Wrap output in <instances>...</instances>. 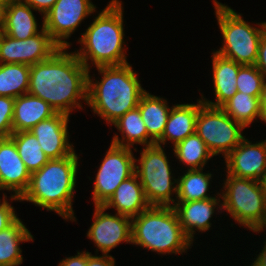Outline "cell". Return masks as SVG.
Masks as SVG:
<instances>
[{"label":"cell","instance_id":"8992f818","mask_svg":"<svg viewBox=\"0 0 266 266\" xmlns=\"http://www.w3.org/2000/svg\"><path fill=\"white\" fill-rule=\"evenodd\" d=\"M214 6L224 42L216 53L241 65H255L266 22L258 23L260 28L253 27L227 5L214 0Z\"/></svg>","mask_w":266,"mask_h":266},{"label":"cell","instance_id":"52a82bcc","mask_svg":"<svg viewBox=\"0 0 266 266\" xmlns=\"http://www.w3.org/2000/svg\"><path fill=\"white\" fill-rule=\"evenodd\" d=\"M222 193L223 203L218 205L242 226L255 231L266 216V199L260 181L227 175ZM225 192V193H224Z\"/></svg>","mask_w":266,"mask_h":266},{"label":"cell","instance_id":"d590c367","mask_svg":"<svg viewBox=\"0 0 266 266\" xmlns=\"http://www.w3.org/2000/svg\"><path fill=\"white\" fill-rule=\"evenodd\" d=\"M23 3L28 4L33 10H38L41 14H46L55 4L57 0H21Z\"/></svg>","mask_w":266,"mask_h":266},{"label":"cell","instance_id":"d6a6232c","mask_svg":"<svg viewBox=\"0 0 266 266\" xmlns=\"http://www.w3.org/2000/svg\"><path fill=\"white\" fill-rule=\"evenodd\" d=\"M3 201L0 202V231L12 225L17 219L14 208L6 201L5 194Z\"/></svg>","mask_w":266,"mask_h":266},{"label":"cell","instance_id":"ba28073f","mask_svg":"<svg viewBox=\"0 0 266 266\" xmlns=\"http://www.w3.org/2000/svg\"><path fill=\"white\" fill-rule=\"evenodd\" d=\"M141 158L135 161V173L144 189L145 197L151 206H173L172 192L177 195L176 179L172 182L171 169L161 145L145 146ZM172 202V205H171Z\"/></svg>","mask_w":266,"mask_h":266},{"label":"cell","instance_id":"5b68a950","mask_svg":"<svg viewBox=\"0 0 266 266\" xmlns=\"http://www.w3.org/2000/svg\"><path fill=\"white\" fill-rule=\"evenodd\" d=\"M131 233L133 244L161 254H182L192 244L173 206H150L131 218Z\"/></svg>","mask_w":266,"mask_h":266},{"label":"cell","instance_id":"ffe728a7","mask_svg":"<svg viewBox=\"0 0 266 266\" xmlns=\"http://www.w3.org/2000/svg\"><path fill=\"white\" fill-rule=\"evenodd\" d=\"M212 65L216 102H211L205 98L202 101L211 107H221L237 92L236 79L242 65L216 52L212 56Z\"/></svg>","mask_w":266,"mask_h":266},{"label":"cell","instance_id":"f546056e","mask_svg":"<svg viewBox=\"0 0 266 266\" xmlns=\"http://www.w3.org/2000/svg\"><path fill=\"white\" fill-rule=\"evenodd\" d=\"M173 150L179 161L187 164L190 170L203 169L207 161L213 157L205 142L196 132L176 144Z\"/></svg>","mask_w":266,"mask_h":266},{"label":"cell","instance_id":"b9f144b4","mask_svg":"<svg viewBox=\"0 0 266 266\" xmlns=\"http://www.w3.org/2000/svg\"><path fill=\"white\" fill-rule=\"evenodd\" d=\"M263 228H266V216L264 217L263 222L257 227V229L254 232H260L261 230H265Z\"/></svg>","mask_w":266,"mask_h":266},{"label":"cell","instance_id":"484cf974","mask_svg":"<svg viewBox=\"0 0 266 266\" xmlns=\"http://www.w3.org/2000/svg\"><path fill=\"white\" fill-rule=\"evenodd\" d=\"M30 66L0 63V96L17 98L28 93Z\"/></svg>","mask_w":266,"mask_h":266},{"label":"cell","instance_id":"f1b7e54d","mask_svg":"<svg viewBox=\"0 0 266 266\" xmlns=\"http://www.w3.org/2000/svg\"><path fill=\"white\" fill-rule=\"evenodd\" d=\"M10 138L30 173L40 170L50 160L30 131L13 132Z\"/></svg>","mask_w":266,"mask_h":266},{"label":"cell","instance_id":"2e32d148","mask_svg":"<svg viewBox=\"0 0 266 266\" xmlns=\"http://www.w3.org/2000/svg\"><path fill=\"white\" fill-rule=\"evenodd\" d=\"M68 121V115L56 113L29 130L50 159L67 157L74 152L73 145H70L68 141Z\"/></svg>","mask_w":266,"mask_h":266},{"label":"cell","instance_id":"ee69618b","mask_svg":"<svg viewBox=\"0 0 266 266\" xmlns=\"http://www.w3.org/2000/svg\"><path fill=\"white\" fill-rule=\"evenodd\" d=\"M3 25H4V23H0V38L3 34Z\"/></svg>","mask_w":266,"mask_h":266},{"label":"cell","instance_id":"e575fe53","mask_svg":"<svg viewBox=\"0 0 266 266\" xmlns=\"http://www.w3.org/2000/svg\"><path fill=\"white\" fill-rule=\"evenodd\" d=\"M87 266H115L114 257L103 254V256H93L87 252Z\"/></svg>","mask_w":266,"mask_h":266},{"label":"cell","instance_id":"836d02e7","mask_svg":"<svg viewBox=\"0 0 266 266\" xmlns=\"http://www.w3.org/2000/svg\"><path fill=\"white\" fill-rule=\"evenodd\" d=\"M255 66L266 79V32L263 34L259 42L258 56Z\"/></svg>","mask_w":266,"mask_h":266},{"label":"cell","instance_id":"e0dca14e","mask_svg":"<svg viewBox=\"0 0 266 266\" xmlns=\"http://www.w3.org/2000/svg\"><path fill=\"white\" fill-rule=\"evenodd\" d=\"M103 206L106 210L113 207L118 214L133 218L151 205L145 197L144 189L140 181H138V176L134 173L120 183Z\"/></svg>","mask_w":266,"mask_h":266},{"label":"cell","instance_id":"d4e9b609","mask_svg":"<svg viewBox=\"0 0 266 266\" xmlns=\"http://www.w3.org/2000/svg\"><path fill=\"white\" fill-rule=\"evenodd\" d=\"M114 125L122 134V139L115 134L112 144L131 148L134 143L150 146L155 144L149 139L148 132L138 107L128 111ZM125 142V143H124Z\"/></svg>","mask_w":266,"mask_h":266},{"label":"cell","instance_id":"ac0fdd59","mask_svg":"<svg viewBox=\"0 0 266 266\" xmlns=\"http://www.w3.org/2000/svg\"><path fill=\"white\" fill-rule=\"evenodd\" d=\"M220 200L214 198L196 200L190 202H175L173 208L178 216L179 223L187 235L193 241L194 227L200 231H207L211 227L209 222L214 209Z\"/></svg>","mask_w":266,"mask_h":266},{"label":"cell","instance_id":"277c9868","mask_svg":"<svg viewBox=\"0 0 266 266\" xmlns=\"http://www.w3.org/2000/svg\"><path fill=\"white\" fill-rule=\"evenodd\" d=\"M122 10L120 1L111 0L82 34L79 42L84 48L79 52L77 50L75 54L88 70L90 66L87 61L89 60L96 67L128 63L123 50Z\"/></svg>","mask_w":266,"mask_h":266},{"label":"cell","instance_id":"9a60e30c","mask_svg":"<svg viewBox=\"0 0 266 266\" xmlns=\"http://www.w3.org/2000/svg\"><path fill=\"white\" fill-rule=\"evenodd\" d=\"M31 173L19 156L14 141L0 138V184L4 190L14 191L11 200H20L27 191Z\"/></svg>","mask_w":266,"mask_h":266},{"label":"cell","instance_id":"4fadbf2b","mask_svg":"<svg viewBox=\"0 0 266 266\" xmlns=\"http://www.w3.org/2000/svg\"><path fill=\"white\" fill-rule=\"evenodd\" d=\"M104 206H95L94 221L87 233L103 254H108L121 242L132 243L131 218L120 215H110Z\"/></svg>","mask_w":266,"mask_h":266},{"label":"cell","instance_id":"74e56055","mask_svg":"<svg viewBox=\"0 0 266 266\" xmlns=\"http://www.w3.org/2000/svg\"><path fill=\"white\" fill-rule=\"evenodd\" d=\"M261 120L266 122V82L260 96Z\"/></svg>","mask_w":266,"mask_h":266},{"label":"cell","instance_id":"1f68e13d","mask_svg":"<svg viewBox=\"0 0 266 266\" xmlns=\"http://www.w3.org/2000/svg\"><path fill=\"white\" fill-rule=\"evenodd\" d=\"M14 103L15 98L0 96V138H8L13 133Z\"/></svg>","mask_w":266,"mask_h":266},{"label":"cell","instance_id":"4dcf8cb0","mask_svg":"<svg viewBox=\"0 0 266 266\" xmlns=\"http://www.w3.org/2000/svg\"><path fill=\"white\" fill-rule=\"evenodd\" d=\"M265 81L263 74L255 65H242L236 79L237 91L260 97Z\"/></svg>","mask_w":266,"mask_h":266},{"label":"cell","instance_id":"603a6c76","mask_svg":"<svg viewBox=\"0 0 266 266\" xmlns=\"http://www.w3.org/2000/svg\"><path fill=\"white\" fill-rule=\"evenodd\" d=\"M138 108L148 136L156 143L162 137L171 111L167 101L145 92L140 98Z\"/></svg>","mask_w":266,"mask_h":266},{"label":"cell","instance_id":"60d3db41","mask_svg":"<svg viewBox=\"0 0 266 266\" xmlns=\"http://www.w3.org/2000/svg\"><path fill=\"white\" fill-rule=\"evenodd\" d=\"M6 8L0 4V23H4Z\"/></svg>","mask_w":266,"mask_h":266},{"label":"cell","instance_id":"8d00e7d4","mask_svg":"<svg viewBox=\"0 0 266 266\" xmlns=\"http://www.w3.org/2000/svg\"><path fill=\"white\" fill-rule=\"evenodd\" d=\"M77 253L74 257L63 259L58 266H87V252Z\"/></svg>","mask_w":266,"mask_h":266},{"label":"cell","instance_id":"f35d334b","mask_svg":"<svg viewBox=\"0 0 266 266\" xmlns=\"http://www.w3.org/2000/svg\"><path fill=\"white\" fill-rule=\"evenodd\" d=\"M251 266H266V242L263 250L257 256L256 260H254V263H252Z\"/></svg>","mask_w":266,"mask_h":266},{"label":"cell","instance_id":"5bb4252c","mask_svg":"<svg viewBox=\"0 0 266 266\" xmlns=\"http://www.w3.org/2000/svg\"><path fill=\"white\" fill-rule=\"evenodd\" d=\"M225 162L227 175L260 181L266 171V140L252 144L244 137Z\"/></svg>","mask_w":266,"mask_h":266},{"label":"cell","instance_id":"44dd1931","mask_svg":"<svg viewBox=\"0 0 266 266\" xmlns=\"http://www.w3.org/2000/svg\"><path fill=\"white\" fill-rule=\"evenodd\" d=\"M56 111L44 100L23 94L15 98L12 120L13 132L29 131L40 121L51 118Z\"/></svg>","mask_w":266,"mask_h":266},{"label":"cell","instance_id":"ab89813d","mask_svg":"<svg viewBox=\"0 0 266 266\" xmlns=\"http://www.w3.org/2000/svg\"><path fill=\"white\" fill-rule=\"evenodd\" d=\"M260 184L262 186L263 194H264L265 199H266V171H265L264 175L262 176V178L260 179Z\"/></svg>","mask_w":266,"mask_h":266},{"label":"cell","instance_id":"7a4b0ae2","mask_svg":"<svg viewBox=\"0 0 266 266\" xmlns=\"http://www.w3.org/2000/svg\"><path fill=\"white\" fill-rule=\"evenodd\" d=\"M96 68L103 78L94 83L88 73L87 104L94 114L114 124L125 113L138 107L146 91L128 63Z\"/></svg>","mask_w":266,"mask_h":266},{"label":"cell","instance_id":"7c38bea8","mask_svg":"<svg viewBox=\"0 0 266 266\" xmlns=\"http://www.w3.org/2000/svg\"><path fill=\"white\" fill-rule=\"evenodd\" d=\"M95 9L90 0H57L43 15L44 29L61 48H68L71 44L63 39H68L81 21Z\"/></svg>","mask_w":266,"mask_h":266},{"label":"cell","instance_id":"4316f807","mask_svg":"<svg viewBox=\"0 0 266 266\" xmlns=\"http://www.w3.org/2000/svg\"><path fill=\"white\" fill-rule=\"evenodd\" d=\"M203 169H193L177 179V202H190L214 198L207 195L211 173H203Z\"/></svg>","mask_w":266,"mask_h":266},{"label":"cell","instance_id":"83f0119b","mask_svg":"<svg viewBox=\"0 0 266 266\" xmlns=\"http://www.w3.org/2000/svg\"><path fill=\"white\" fill-rule=\"evenodd\" d=\"M221 108L244 128L257 117L261 120L260 97L237 91Z\"/></svg>","mask_w":266,"mask_h":266},{"label":"cell","instance_id":"6da1fadb","mask_svg":"<svg viewBox=\"0 0 266 266\" xmlns=\"http://www.w3.org/2000/svg\"><path fill=\"white\" fill-rule=\"evenodd\" d=\"M59 48L50 58L30 66V95L47 102L56 113L69 116L80 105L87 103L88 73L76 54ZM79 101V102H77Z\"/></svg>","mask_w":266,"mask_h":266},{"label":"cell","instance_id":"cb8c5ba5","mask_svg":"<svg viewBox=\"0 0 266 266\" xmlns=\"http://www.w3.org/2000/svg\"><path fill=\"white\" fill-rule=\"evenodd\" d=\"M33 241V236L18 218L0 231V266H19L23 262L21 242Z\"/></svg>","mask_w":266,"mask_h":266},{"label":"cell","instance_id":"7402d4cb","mask_svg":"<svg viewBox=\"0 0 266 266\" xmlns=\"http://www.w3.org/2000/svg\"><path fill=\"white\" fill-rule=\"evenodd\" d=\"M32 9L21 0H12L5 10L3 33L17 40L40 33Z\"/></svg>","mask_w":266,"mask_h":266},{"label":"cell","instance_id":"7bdbcfd3","mask_svg":"<svg viewBox=\"0 0 266 266\" xmlns=\"http://www.w3.org/2000/svg\"><path fill=\"white\" fill-rule=\"evenodd\" d=\"M11 1L12 0H0V4L6 8L10 4Z\"/></svg>","mask_w":266,"mask_h":266},{"label":"cell","instance_id":"d6986e66","mask_svg":"<svg viewBox=\"0 0 266 266\" xmlns=\"http://www.w3.org/2000/svg\"><path fill=\"white\" fill-rule=\"evenodd\" d=\"M204 102L200 99L198 104H177L171 108L162 137L155 143L165 144L168 140L174 146L189 135L195 133L196 118Z\"/></svg>","mask_w":266,"mask_h":266},{"label":"cell","instance_id":"30bf717a","mask_svg":"<svg viewBox=\"0 0 266 266\" xmlns=\"http://www.w3.org/2000/svg\"><path fill=\"white\" fill-rule=\"evenodd\" d=\"M131 151V148L111 143L94 180L95 206H103L120 183L135 173L136 162Z\"/></svg>","mask_w":266,"mask_h":266},{"label":"cell","instance_id":"9c48e42d","mask_svg":"<svg viewBox=\"0 0 266 266\" xmlns=\"http://www.w3.org/2000/svg\"><path fill=\"white\" fill-rule=\"evenodd\" d=\"M243 129L221 107L203 104L199 109L195 132L213 156L223 153L225 158L245 137L241 133Z\"/></svg>","mask_w":266,"mask_h":266},{"label":"cell","instance_id":"3957f363","mask_svg":"<svg viewBox=\"0 0 266 266\" xmlns=\"http://www.w3.org/2000/svg\"><path fill=\"white\" fill-rule=\"evenodd\" d=\"M78 157L75 151L67 157L50 159L40 170L31 173L30 184L20 201L52 210L64 219H74L72 197L76 186Z\"/></svg>","mask_w":266,"mask_h":266},{"label":"cell","instance_id":"8fae6325","mask_svg":"<svg viewBox=\"0 0 266 266\" xmlns=\"http://www.w3.org/2000/svg\"><path fill=\"white\" fill-rule=\"evenodd\" d=\"M61 48L44 29L40 33L17 40L5 33L0 38V63H19L32 66L50 58Z\"/></svg>","mask_w":266,"mask_h":266}]
</instances>
